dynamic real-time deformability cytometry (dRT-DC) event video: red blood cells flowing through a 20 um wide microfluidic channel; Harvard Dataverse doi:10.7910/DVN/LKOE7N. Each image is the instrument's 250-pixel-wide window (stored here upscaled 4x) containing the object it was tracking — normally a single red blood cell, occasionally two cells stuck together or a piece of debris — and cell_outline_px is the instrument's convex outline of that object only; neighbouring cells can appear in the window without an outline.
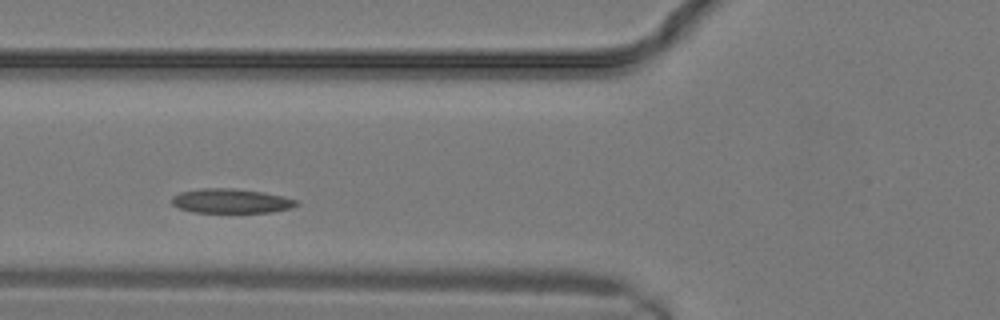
{"species": "common noctule bat (a hibernating species)", "species_latin": "Nyctalus noctula", "temperature_condition": "warm", "stored_images_in_passage": 12, "camera_frame_rate_fps": 3000, "um_per_image_px": 0.085, "animal": {"sex": "male", "body_mass_g": 19.2, "forearm_length_mm": 51.8}, "frame": {"image": 1, "passage_image": 9, "time_ms": 2.667, "image_size_px": [1000, 320], "cell_outline_px": [[300, 204], [292, 208], [272, 212], [192, 212], [176, 208], [172, 204], [172, 196], [180, 192], [200, 188], [232, 188], [264, 192], [296, 200]], "centroid_in_image_um": [19.6, 17.08], "position_along_channel_um": 106.2, "area_um2": 17.8}}
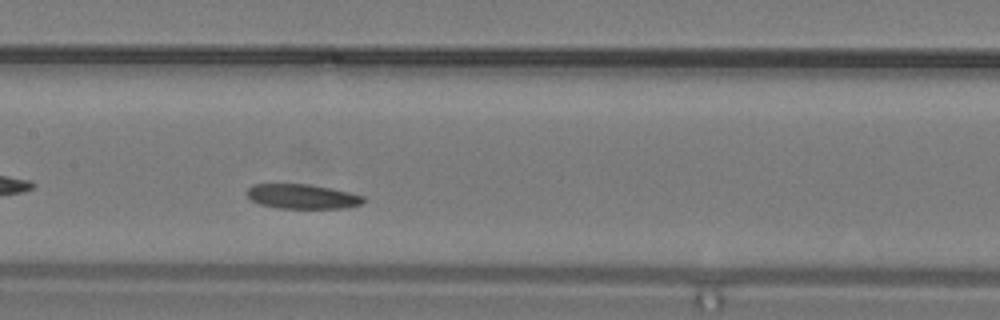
{"frame": {"image": 2, "passage_image": 12, "time_ms": 3.667, "image_size_px": [1000, 320], "cell_outline_px": [[364, 200], [360, 204], [344, 208], [276, 208], [260, 204], [252, 200], [248, 196], [248, 188], [252, 184], [308, 184], [332, 188], [364, 196]], "centroid_in_image_um": [25.68, 16.7], "position_along_channel_um": 181.7, "area_um2": 16.59}}